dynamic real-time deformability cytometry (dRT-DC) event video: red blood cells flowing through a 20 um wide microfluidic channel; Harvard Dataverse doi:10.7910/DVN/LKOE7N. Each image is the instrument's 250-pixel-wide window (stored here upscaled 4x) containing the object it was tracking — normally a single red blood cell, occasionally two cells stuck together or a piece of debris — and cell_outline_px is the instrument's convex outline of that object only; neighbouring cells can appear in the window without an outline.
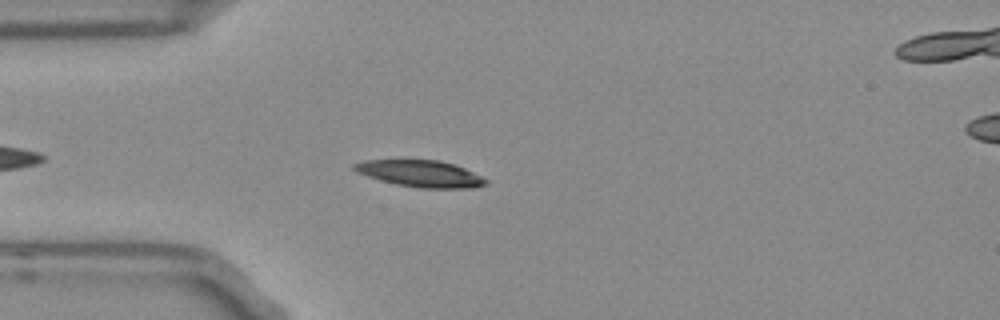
{"species": "Egyptian fruit bat (a non-hibernating species)", "species_latin": "Rousettus aegyptiacus", "temperature_condition": "room temperature", "stored_images_in_passage": 47, "segment_of_instrument_passage": [1, 2], "camera_frame_rate_fps": 3000, "um_per_image_px": 0.085, "frame": {"image": 1, "passage_image": 6, "time_ms": 1.667, "image_size_px": [1000, 320], "cell_outline_px": [[488, 184], [476, 188], [420, 188], [396, 184], [380, 180], [368, 176], [352, 168], [352, 164], [364, 160], [440, 160], [464, 168], [488, 180]], "centroid_in_image_um": [35.77, 14.76], "position_along_channel_um": 49.2, "area_um2": 20.29}}
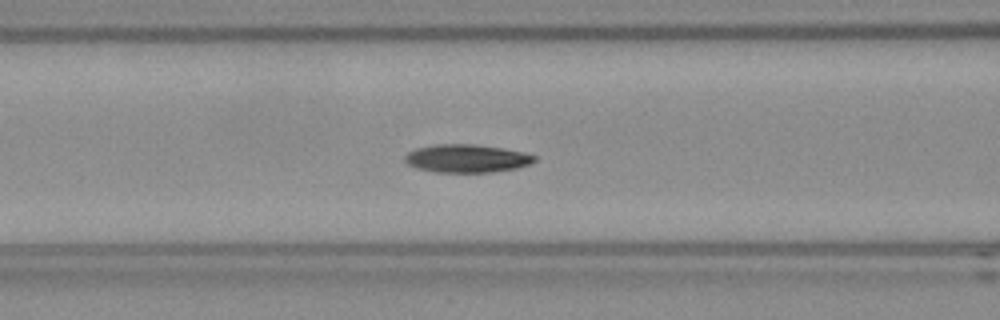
{"frame": {"image": 2, "passage_image": 13, "time_ms": 4.0, "image_size_px": [1000, 320], "cell_outline_px": [[536, 160], [528, 164], [516, 168], [492, 172], [436, 172], [416, 168], [408, 164], [404, 160], [404, 156], [408, 152], [416, 148], [436, 144], [472, 144], [500, 148], [520, 152], [536, 156]], "centroid_in_image_um": [39.61, 13.47], "position_along_channel_um": 127.0, "area_um2": 20.98}}
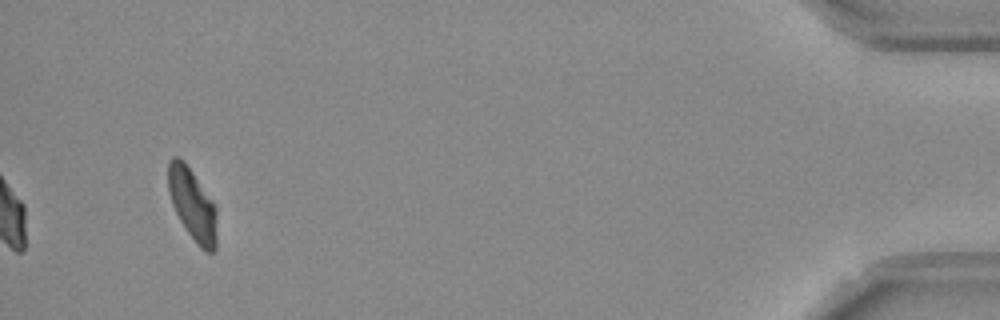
{"frame": {"image": 3, "passage_image": 43, "time_ms": 14.0, "image_size_px": [1000, 320], "cell_outline_px": [[216, 252], [208, 252], [200, 248], [188, 232], [180, 220], [172, 204], [168, 192], [168, 160], [172, 156], [180, 156], [184, 160], [216, 208]], "centroid_in_image_um": [16.33, 17.37], "position_along_channel_um": 418.9, "area_um2": 20.17}}